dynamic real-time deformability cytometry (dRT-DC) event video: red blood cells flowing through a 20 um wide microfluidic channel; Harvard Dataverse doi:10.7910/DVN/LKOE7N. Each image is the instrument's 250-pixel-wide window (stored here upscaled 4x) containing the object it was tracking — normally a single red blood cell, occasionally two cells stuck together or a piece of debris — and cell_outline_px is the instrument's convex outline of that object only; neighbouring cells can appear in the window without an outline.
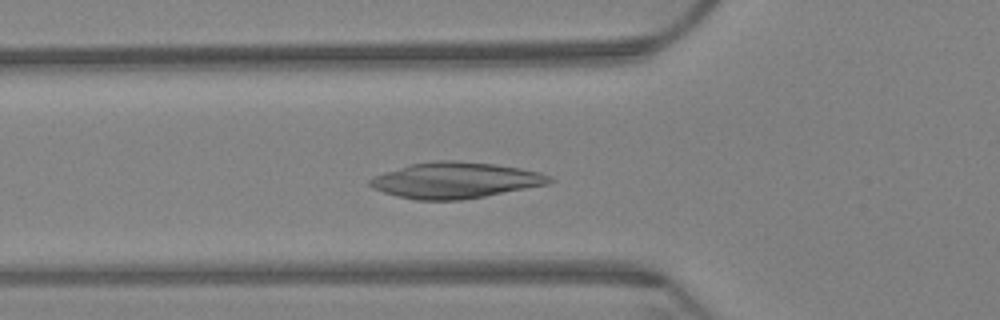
{"species": "Egyptian fruit bat (a non-hibernating species)", "species_latin": "Rousettus aegyptiacus", "temperature_condition": "warm", "stored_images_in_passage": 54, "camera_frame_rate_fps": 3000, "um_per_image_px": 0.085, "animal": {"sex": "female"}, "frame": {"image": 1, "passage_image": 22, "time_ms": 7.0, "image_size_px": [1000, 320], "cell_outline_px": [[556, 180], [548, 184], [484, 196], [460, 200], [416, 200], [396, 196], [372, 188], [368, 184], [368, 180], [372, 176], [384, 172], [412, 164], [436, 160], [452, 160], [496, 164], [520, 168], [540, 172]], "centroid_in_image_um": [38.68, 15.32], "position_along_channel_um": 87.1, "area_um2": 37.57}}
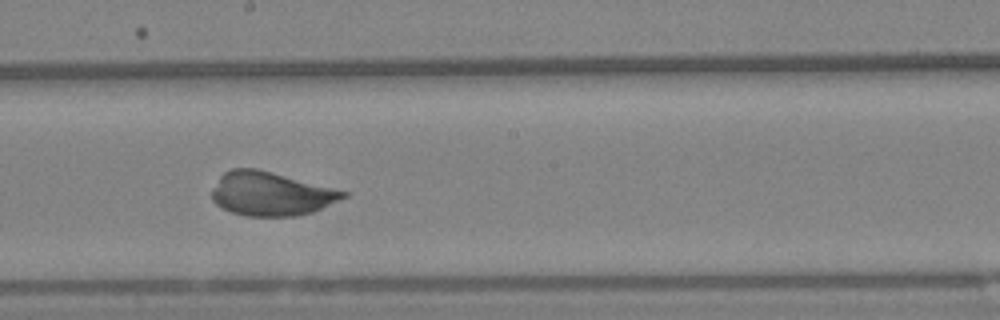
{"frame": {"image": 2, "passage_image": 35, "time_ms": 11.333, "image_size_px": [1000, 320], "cell_outline_px": [[348, 196], [312, 212], [296, 216], [244, 216], [232, 212], [216, 204], [212, 200], [212, 192], [220, 176], [224, 172], [232, 168], [256, 168], [348, 192]], "centroid_in_image_um": [23.01, 16.48], "position_along_channel_um": 225.2, "area_um2": 33.12}}
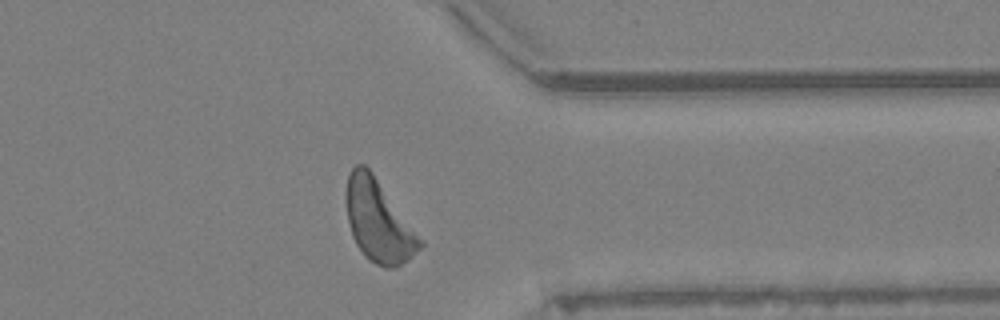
{"frame": {"image": 3, "passage_image": 50, "time_ms": 16.333, "image_size_px": [1000, 320], "cell_outline_px": [[424, 244], [408, 260], [392, 268], [384, 268], [368, 260], [364, 256], [356, 244], [352, 236], [348, 220], [344, 200], [344, 192], [348, 176], [352, 168], [356, 164], [364, 164], [372, 172], [424, 240]], "centroid_in_image_um": [32.15, 18.78], "position_along_channel_um": 379.2, "area_um2": 35.49}}